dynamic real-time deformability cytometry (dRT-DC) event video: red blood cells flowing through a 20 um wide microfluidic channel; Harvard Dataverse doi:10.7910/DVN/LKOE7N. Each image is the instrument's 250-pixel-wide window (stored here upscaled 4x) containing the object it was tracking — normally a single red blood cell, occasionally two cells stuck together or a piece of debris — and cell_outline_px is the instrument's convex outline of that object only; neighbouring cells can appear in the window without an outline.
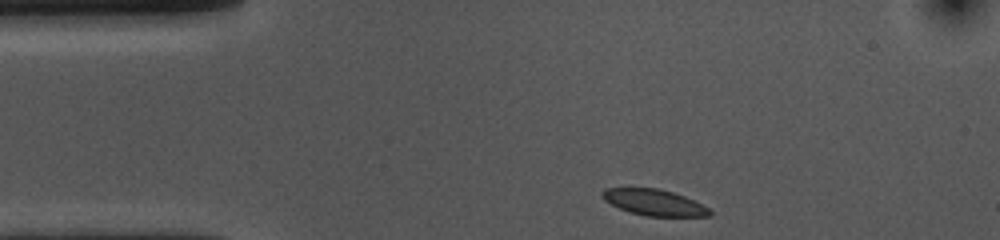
{"species": "common noctule bat (a hibernating species)", "species_latin": "Nyctalus noctula", "temperature_condition": "cold", "stored_images_in_passage": 35, "camera_frame_rate_fps": 3000, "um_per_image_px": 0.085, "animal": {"sex": "female", "body_mass_g": 10.0, "forearm_length_mm": 53.1}, "frame": {"image": 1, "passage_image": 1, "time_ms": 0.0, "image_size_px": [1000, 240], "cell_outline_px": [[712, 216], [644, 216], [628, 212], [604, 200], [600, 196], [600, 192], [604, 188], [656, 188], [672, 192], [684, 196], [708, 208], [712, 212]], "centroid_in_image_um": [55.55, 17.21], "position_along_channel_um": 29.4, "area_um2": 16.3}}
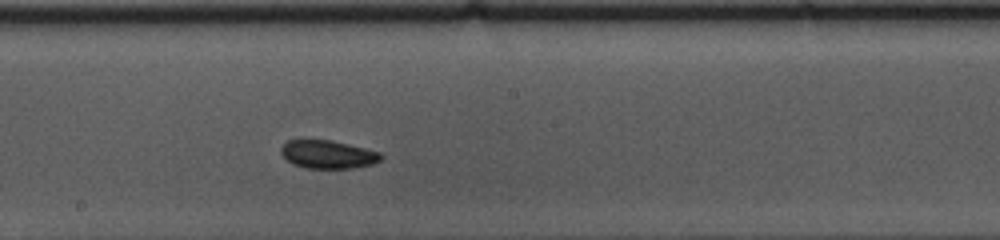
{"frame": {"image": 2, "passage_image": 20, "time_ms": 6.333, "image_size_px": [1000, 240], "cell_outline_px": [[384, 156], [380, 160], [372, 164], [352, 168], [304, 168], [292, 164], [280, 152], [280, 148], [288, 140], [304, 136], [332, 140], [380, 152]], "centroid_in_image_um": [27.8, 13.07], "position_along_channel_um": 220.4, "area_um2": 16.99}}
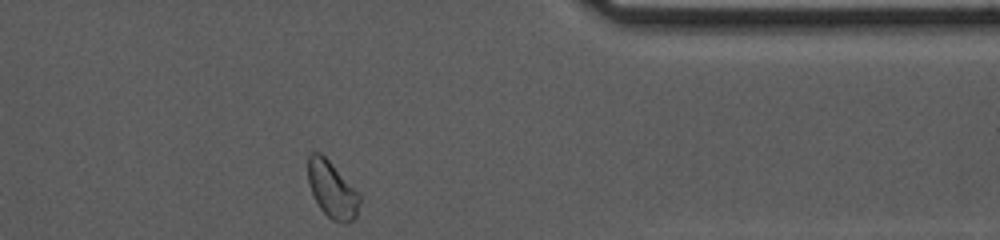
{"frame": {"image": 3, "passage_image": 35, "time_ms": 11.333, "image_size_px": [1000, 240], "cell_outline_px": [[360, 204], [356, 216], [348, 224], [344, 224], [332, 220], [320, 208], [308, 184], [308, 156], [312, 152], [320, 152], [360, 192]], "centroid_in_image_um": [28.25, 16.13], "position_along_channel_um": 383.1, "area_um2": 17.11}, "authors_computed_cell_mechanics": {"area_um2": 16.762, "velocity_mm_per_s": 3.6279, "shape_relaxation_time_tau1_ms": 1.4003, "shape_relaxation_time_tau2_ms": 1.3199, "deformation_change_tau1": 0.0623, "deformation_change_tau2": 0.0466}}